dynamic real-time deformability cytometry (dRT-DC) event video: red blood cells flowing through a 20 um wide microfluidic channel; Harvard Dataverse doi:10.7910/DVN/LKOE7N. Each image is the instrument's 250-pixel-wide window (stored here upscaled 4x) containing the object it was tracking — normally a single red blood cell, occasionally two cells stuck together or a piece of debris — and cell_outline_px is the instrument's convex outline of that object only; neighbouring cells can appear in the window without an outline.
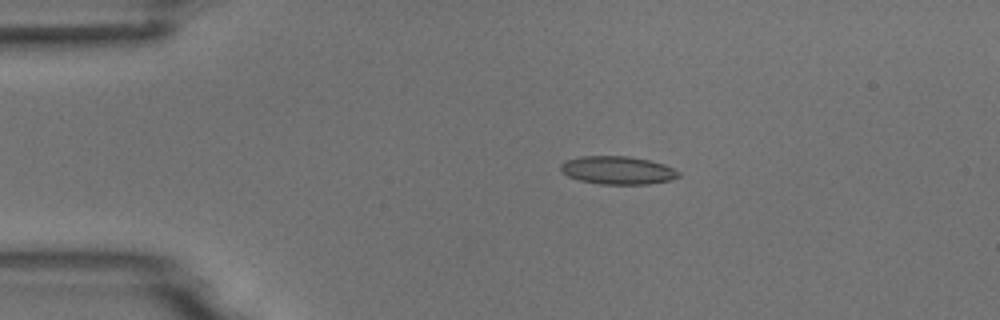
{"species": "common noctule bat (a hibernating species)", "species_latin": "Nyctalus noctula", "temperature_condition": "room temperature", "stored_images_in_passage": 5, "camera_frame_rate_fps": 3000, "um_per_image_px": 0.085, "animal": {"sex": "male", "body_mass_g": 18.8}, "frame": {"image": 1, "passage_image": 2, "time_ms": 1.333, "image_size_px": [1000, 320], "cell_outline_px": [[680, 176], [672, 180], [648, 184], [600, 184], [580, 180], [568, 176], [560, 168], [560, 164], [568, 160], [580, 156], [628, 156], [648, 160], [664, 164], [680, 172]], "centroid_in_image_um": [52.53, 14.47], "position_along_channel_um": 32.5, "area_um2": 19.19}}
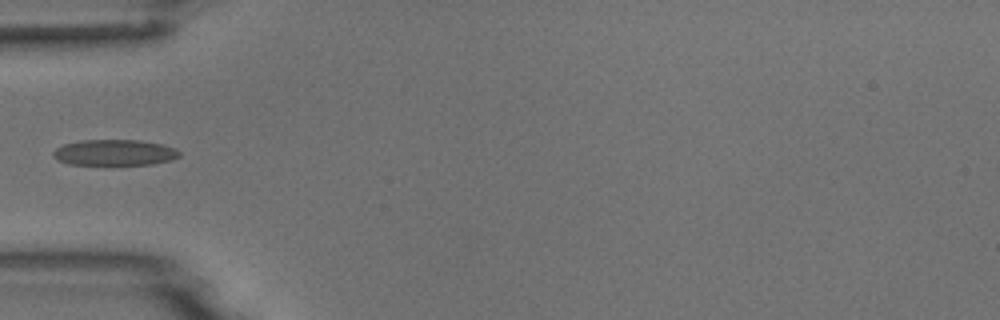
{"frame": {"image": 2, "passage_image": 4, "time_ms": 3.667, "image_size_px": [1000, 320], "cell_outline_px": [[180, 156], [172, 160], [152, 164], [68, 164], [56, 160], [52, 152], [56, 148], [64, 144], [84, 140], [136, 140], [160, 144], [176, 148], [180, 152]], "centroid_in_image_um": [9.74, 12.97], "position_along_channel_um": 75.3, "area_um2": 18.9}}